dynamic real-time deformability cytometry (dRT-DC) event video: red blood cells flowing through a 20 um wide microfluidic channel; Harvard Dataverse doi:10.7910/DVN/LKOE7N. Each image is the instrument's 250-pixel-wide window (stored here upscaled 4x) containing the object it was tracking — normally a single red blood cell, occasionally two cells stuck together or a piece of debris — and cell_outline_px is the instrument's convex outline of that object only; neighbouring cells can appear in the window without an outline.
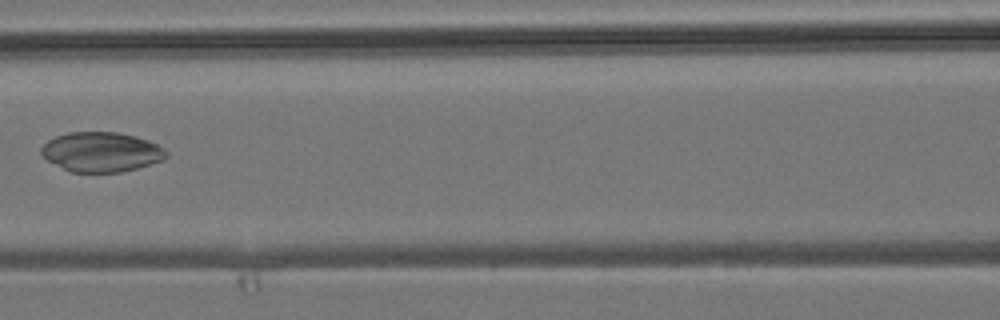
{"species": "common noctule bat (a hibernating species)", "species_latin": "Nyctalus noctula", "temperature_condition": "room temperature", "stored_images_in_passage": 7, "camera_frame_rate_fps": 3000, "um_per_image_px": 0.085, "animal": {"sex": "male", "body_mass_g": 19.2, "forearm_length_mm": 51.8}, "frame": {"image": 1, "passage_image": 6, "time_ms": 6.333, "image_size_px": [1000, 320], "cell_outline_px": [[168, 156], [160, 160], [136, 168], [120, 172], [72, 172], [48, 160], [40, 152], [40, 148], [48, 140], [56, 136], [68, 132], [116, 132], [136, 136], [148, 140], [164, 148], [168, 152]], "centroid_in_image_um": [8.61, 12.9], "position_along_channel_um": 158.0, "area_um2": 28.67}}
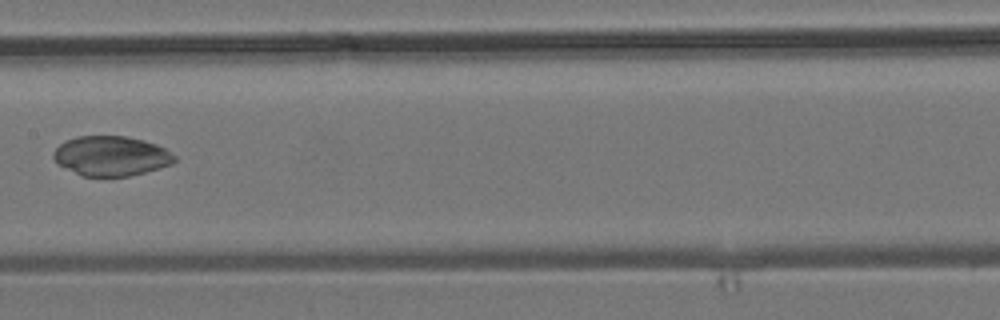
{"frame": {"image": 2, "passage_image": 7, "time_ms": 7.333, "image_size_px": [1000, 320], "cell_outline_px": [[176, 160], [172, 164], [160, 168], [128, 176], [84, 176], [60, 164], [52, 156], [52, 152], [60, 144], [76, 136], [124, 136], [144, 140], [156, 144], [164, 148], [176, 156]], "centroid_in_image_um": [9.48, 13.24], "position_along_channel_um": 197.9, "area_um2": 27.74}}